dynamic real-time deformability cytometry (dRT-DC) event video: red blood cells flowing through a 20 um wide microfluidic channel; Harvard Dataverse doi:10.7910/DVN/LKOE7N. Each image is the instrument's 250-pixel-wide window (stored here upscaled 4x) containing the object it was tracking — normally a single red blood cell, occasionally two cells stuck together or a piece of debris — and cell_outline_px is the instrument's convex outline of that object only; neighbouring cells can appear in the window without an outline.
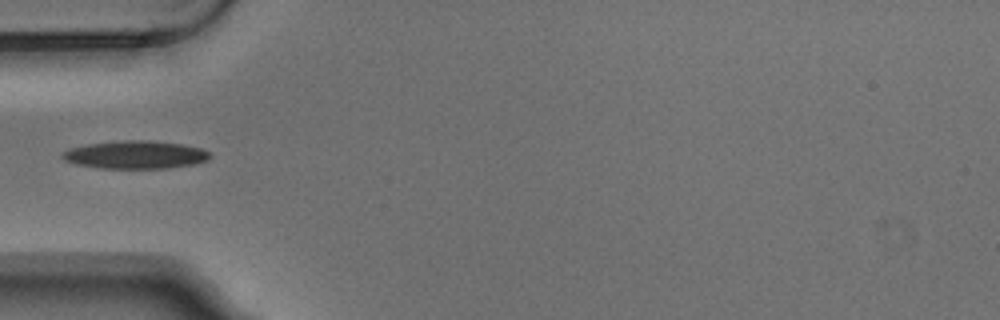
{"species": "Egyptian fruit bat (a non-hibernating species)", "species_latin": "Rousettus aegyptiacus", "temperature_condition": "warm", "stored_images_in_passage": 4, "camera_frame_rate_fps": 3000, "um_per_image_px": 0.085, "animal": {"sex": "male"}, "frame": {"image": 1, "passage_image": 3, "time_ms": 0.667, "image_size_px": [1000, 320], "cell_outline_px": [[212, 156], [208, 160], [196, 164], [168, 168], [100, 168], [76, 164], [64, 160], [60, 156], [60, 152], [68, 148], [88, 144], [120, 140], [148, 140], [180, 144], [200, 148], [208, 152]], "centroid_in_image_um": [11.47, 13.15], "position_along_channel_um": 73.5, "area_um2": 24.16}}
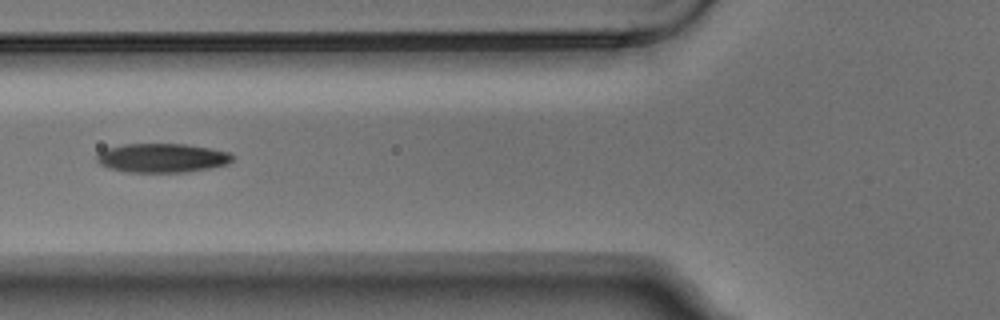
{"frame": {"image": 2, "passage_image": 4, "time_ms": 1.0, "image_size_px": [1000, 320], "cell_outline_px": [[232, 160], [228, 164], [208, 168], [184, 172], [128, 172], [108, 168], [100, 164], [96, 160], [96, 156], [104, 148], [124, 144], [184, 144], [208, 148], [228, 152], [232, 156]], "centroid_in_image_um": [13.72, 13.42], "position_along_channel_um": 112.1, "area_um2": 22.83}}